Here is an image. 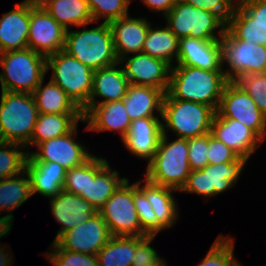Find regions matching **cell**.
<instances>
[{"label":"cell","instance_id":"obj_35","mask_svg":"<svg viewBox=\"0 0 266 266\" xmlns=\"http://www.w3.org/2000/svg\"><path fill=\"white\" fill-rule=\"evenodd\" d=\"M21 176L24 178L17 175L16 177L0 179V214L3 209L13 212L32 196L28 173L24 171Z\"/></svg>","mask_w":266,"mask_h":266},{"label":"cell","instance_id":"obj_2","mask_svg":"<svg viewBox=\"0 0 266 266\" xmlns=\"http://www.w3.org/2000/svg\"><path fill=\"white\" fill-rule=\"evenodd\" d=\"M38 116L32 93L1 91L0 142L17 143L26 148Z\"/></svg>","mask_w":266,"mask_h":266},{"label":"cell","instance_id":"obj_3","mask_svg":"<svg viewBox=\"0 0 266 266\" xmlns=\"http://www.w3.org/2000/svg\"><path fill=\"white\" fill-rule=\"evenodd\" d=\"M93 71L119 64L109 23L82 31L66 30L64 49Z\"/></svg>","mask_w":266,"mask_h":266},{"label":"cell","instance_id":"obj_30","mask_svg":"<svg viewBox=\"0 0 266 266\" xmlns=\"http://www.w3.org/2000/svg\"><path fill=\"white\" fill-rule=\"evenodd\" d=\"M83 121V114H41L37 118L34 132L28 146L38 144L69 133L78 121Z\"/></svg>","mask_w":266,"mask_h":266},{"label":"cell","instance_id":"obj_44","mask_svg":"<svg viewBox=\"0 0 266 266\" xmlns=\"http://www.w3.org/2000/svg\"><path fill=\"white\" fill-rule=\"evenodd\" d=\"M240 156L227 147L223 142L208 133V164L215 165L225 162H233Z\"/></svg>","mask_w":266,"mask_h":266},{"label":"cell","instance_id":"obj_33","mask_svg":"<svg viewBox=\"0 0 266 266\" xmlns=\"http://www.w3.org/2000/svg\"><path fill=\"white\" fill-rule=\"evenodd\" d=\"M135 236H112L96 254L99 266H131Z\"/></svg>","mask_w":266,"mask_h":266},{"label":"cell","instance_id":"obj_46","mask_svg":"<svg viewBox=\"0 0 266 266\" xmlns=\"http://www.w3.org/2000/svg\"><path fill=\"white\" fill-rule=\"evenodd\" d=\"M86 185V162L66 171L63 191L80 195L85 193Z\"/></svg>","mask_w":266,"mask_h":266},{"label":"cell","instance_id":"obj_18","mask_svg":"<svg viewBox=\"0 0 266 266\" xmlns=\"http://www.w3.org/2000/svg\"><path fill=\"white\" fill-rule=\"evenodd\" d=\"M211 134L247 160L263 140L240 121L214 115Z\"/></svg>","mask_w":266,"mask_h":266},{"label":"cell","instance_id":"obj_26","mask_svg":"<svg viewBox=\"0 0 266 266\" xmlns=\"http://www.w3.org/2000/svg\"><path fill=\"white\" fill-rule=\"evenodd\" d=\"M25 171L31 181L32 195L40 193L51 198L63 190L67 169L59 163L27 160Z\"/></svg>","mask_w":266,"mask_h":266},{"label":"cell","instance_id":"obj_38","mask_svg":"<svg viewBox=\"0 0 266 266\" xmlns=\"http://www.w3.org/2000/svg\"><path fill=\"white\" fill-rule=\"evenodd\" d=\"M234 240L220 235L199 266H242L233 259Z\"/></svg>","mask_w":266,"mask_h":266},{"label":"cell","instance_id":"obj_29","mask_svg":"<svg viewBox=\"0 0 266 266\" xmlns=\"http://www.w3.org/2000/svg\"><path fill=\"white\" fill-rule=\"evenodd\" d=\"M145 185L140 187V182H137V187L145 194L148 201L152 204L153 212L155 213L158 222L167 229L175 224L178 217L176 201L172 192L177 191L173 188L156 185L149 182L147 179Z\"/></svg>","mask_w":266,"mask_h":266},{"label":"cell","instance_id":"obj_19","mask_svg":"<svg viewBox=\"0 0 266 266\" xmlns=\"http://www.w3.org/2000/svg\"><path fill=\"white\" fill-rule=\"evenodd\" d=\"M177 66L222 70L219 40H200L193 37L179 39Z\"/></svg>","mask_w":266,"mask_h":266},{"label":"cell","instance_id":"obj_36","mask_svg":"<svg viewBox=\"0 0 266 266\" xmlns=\"http://www.w3.org/2000/svg\"><path fill=\"white\" fill-rule=\"evenodd\" d=\"M24 147L17 143L0 142V179L14 177L25 171L28 153L20 150Z\"/></svg>","mask_w":266,"mask_h":266},{"label":"cell","instance_id":"obj_48","mask_svg":"<svg viewBox=\"0 0 266 266\" xmlns=\"http://www.w3.org/2000/svg\"><path fill=\"white\" fill-rule=\"evenodd\" d=\"M148 7L152 10L158 12L162 11L164 16H166L172 7L176 4L177 0H142Z\"/></svg>","mask_w":266,"mask_h":266},{"label":"cell","instance_id":"obj_37","mask_svg":"<svg viewBox=\"0 0 266 266\" xmlns=\"http://www.w3.org/2000/svg\"><path fill=\"white\" fill-rule=\"evenodd\" d=\"M133 200L137 211L141 228L149 235L156 236L158 232L165 229L153 212L152 204L145 194L137 187V182L133 184Z\"/></svg>","mask_w":266,"mask_h":266},{"label":"cell","instance_id":"obj_41","mask_svg":"<svg viewBox=\"0 0 266 266\" xmlns=\"http://www.w3.org/2000/svg\"><path fill=\"white\" fill-rule=\"evenodd\" d=\"M52 253H48L47 258L53 262L55 266H99L96 255L82 254L61 249L54 242Z\"/></svg>","mask_w":266,"mask_h":266},{"label":"cell","instance_id":"obj_42","mask_svg":"<svg viewBox=\"0 0 266 266\" xmlns=\"http://www.w3.org/2000/svg\"><path fill=\"white\" fill-rule=\"evenodd\" d=\"M188 160L191 170H201L208 165V133L188 139Z\"/></svg>","mask_w":266,"mask_h":266},{"label":"cell","instance_id":"obj_34","mask_svg":"<svg viewBox=\"0 0 266 266\" xmlns=\"http://www.w3.org/2000/svg\"><path fill=\"white\" fill-rule=\"evenodd\" d=\"M226 28L237 38L266 46V29L259 26L238 3L226 23Z\"/></svg>","mask_w":266,"mask_h":266},{"label":"cell","instance_id":"obj_40","mask_svg":"<svg viewBox=\"0 0 266 266\" xmlns=\"http://www.w3.org/2000/svg\"><path fill=\"white\" fill-rule=\"evenodd\" d=\"M266 116V73L243 74L236 81Z\"/></svg>","mask_w":266,"mask_h":266},{"label":"cell","instance_id":"obj_25","mask_svg":"<svg viewBox=\"0 0 266 266\" xmlns=\"http://www.w3.org/2000/svg\"><path fill=\"white\" fill-rule=\"evenodd\" d=\"M116 66L118 64L94 71L92 91L88 104L82 109L83 115L93 105L98 104L95 101L96 96L105 98L99 104L123 100L126 96L129 82L123 68L116 69Z\"/></svg>","mask_w":266,"mask_h":266},{"label":"cell","instance_id":"obj_45","mask_svg":"<svg viewBox=\"0 0 266 266\" xmlns=\"http://www.w3.org/2000/svg\"><path fill=\"white\" fill-rule=\"evenodd\" d=\"M154 237L155 236H135V255L131 266L153 264L160 259L157 252L149 245Z\"/></svg>","mask_w":266,"mask_h":266},{"label":"cell","instance_id":"obj_31","mask_svg":"<svg viewBox=\"0 0 266 266\" xmlns=\"http://www.w3.org/2000/svg\"><path fill=\"white\" fill-rule=\"evenodd\" d=\"M44 8L66 30L93 23L87 0H51Z\"/></svg>","mask_w":266,"mask_h":266},{"label":"cell","instance_id":"obj_5","mask_svg":"<svg viewBox=\"0 0 266 266\" xmlns=\"http://www.w3.org/2000/svg\"><path fill=\"white\" fill-rule=\"evenodd\" d=\"M1 91L33 93L44 81L46 57L30 48L0 54Z\"/></svg>","mask_w":266,"mask_h":266},{"label":"cell","instance_id":"obj_9","mask_svg":"<svg viewBox=\"0 0 266 266\" xmlns=\"http://www.w3.org/2000/svg\"><path fill=\"white\" fill-rule=\"evenodd\" d=\"M167 27L178 39L193 37L200 40H219L214 34L217 27L226 29V23L215 13L197 9L180 0L165 16Z\"/></svg>","mask_w":266,"mask_h":266},{"label":"cell","instance_id":"obj_43","mask_svg":"<svg viewBox=\"0 0 266 266\" xmlns=\"http://www.w3.org/2000/svg\"><path fill=\"white\" fill-rule=\"evenodd\" d=\"M180 1L192 5L197 9H203L205 11L215 13L225 23L228 22L235 8L233 0H180Z\"/></svg>","mask_w":266,"mask_h":266},{"label":"cell","instance_id":"obj_39","mask_svg":"<svg viewBox=\"0 0 266 266\" xmlns=\"http://www.w3.org/2000/svg\"><path fill=\"white\" fill-rule=\"evenodd\" d=\"M131 0H87L93 22L103 17L104 22L128 16V6Z\"/></svg>","mask_w":266,"mask_h":266},{"label":"cell","instance_id":"obj_13","mask_svg":"<svg viewBox=\"0 0 266 266\" xmlns=\"http://www.w3.org/2000/svg\"><path fill=\"white\" fill-rule=\"evenodd\" d=\"M111 237L108 225L97 212L88 221L61 234L54 243L61 249L96 255Z\"/></svg>","mask_w":266,"mask_h":266},{"label":"cell","instance_id":"obj_32","mask_svg":"<svg viewBox=\"0 0 266 266\" xmlns=\"http://www.w3.org/2000/svg\"><path fill=\"white\" fill-rule=\"evenodd\" d=\"M178 44L179 39L167 26L154 30L150 25L142 52L173 67V57L178 59Z\"/></svg>","mask_w":266,"mask_h":266},{"label":"cell","instance_id":"obj_10","mask_svg":"<svg viewBox=\"0 0 266 266\" xmlns=\"http://www.w3.org/2000/svg\"><path fill=\"white\" fill-rule=\"evenodd\" d=\"M112 236H149L140 225L133 200V184L125 179L98 210Z\"/></svg>","mask_w":266,"mask_h":266},{"label":"cell","instance_id":"obj_49","mask_svg":"<svg viewBox=\"0 0 266 266\" xmlns=\"http://www.w3.org/2000/svg\"><path fill=\"white\" fill-rule=\"evenodd\" d=\"M13 215L7 214L6 216L0 217V238L3 237L5 234L7 235L10 232V228L13 222Z\"/></svg>","mask_w":266,"mask_h":266},{"label":"cell","instance_id":"obj_15","mask_svg":"<svg viewBox=\"0 0 266 266\" xmlns=\"http://www.w3.org/2000/svg\"><path fill=\"white\" fill-rule=\"evenodd\" d=\"M77 125L67 134L46 140L36 147L38 152L28 153V161L55 162L65 169H71L86 162L92 155L84 146L79 145L73 136H76Z\"/></svg>","mask_w":266,"mask_h":266},{"label":"cell","instance_id":"obj_6","mask_svg":"<svg viewBox=\"0 0 266 266\" xmlns=\"http://www.w3.org/2000/svg\"><path fill=\"white\" fill-rule=\"evenodd\" d=\"M216 111L203 103L173 99L167 92L162 103V133L172 129L178 138L190 139L211 132Z\"/></svg>","mask_w":266,"mask_h":266},{"label":"cell","instance_id":"obj_21","mask_svg":"<svg viewBox=\"0 0 266 266\" xmlns=\"http://www.w3.org/2000/svg\"><path fill=\"white\" fill-rule=\"evenodd\" d=\"M51 211L56 221L62 225L54 241L64 232L88 221L98 210L81 196L60 191L51 197Z\"/></svg>","mask_w":266,"mask_h":266},{"label":"cell","instance_id":"obj_7","mask_svg":"<svg viewBox=\"0 0 266 266\" xmlns=\"http://www.w3.org/2000/svg\"><path fill=\"white\" fill-rule=\"evenodd\" d=\"M46 69H52L50 79L82 110L89 101L94 71L65 51L46 57Z\"/></svg>","mask_w":266,"mask_h":266},{"label":"cell","instance_id":"obj_11","mask_svg":"<svg viewBox=\"0 0 266 266\" xmlns=\"http://www.w3.org/2000/svg\"><path fill=\"white\" fill-rule=\"evenodd\" d=\"M220 117L240 121L252 129L263 141L266 136V116L254 100L235 81H229L223 91L216 112Z\"/></svg>","mask_w":266,"mask_h":266},{"label":"cell","instance_id":"obj_1","mask_svg":"<svg viewBox=\"0 0 266 266\" xmlns=\"http://www.w3.org/2000/svg\"><path fill=\"white\" fill-rule=\"evenodd\" d=\"M228 82L223 70L174 66L167 93L173 99L206 104L217 112Z\"/></svg>","mask_w":266,"mask_h":266},{"label":"cell","instance_id":"obj_16","mask_svg":"<svg viewBox=\"0 0 266 266\" xmlns=\"http://www.w3.org/2000/svg\"><path fill=\"white\" fill-rule=\"evenodd\" d=\"M125 179L111 171L108 161L91 156L86 161L85 193L79 196L99 210Z\"/></svg>","mask_w":266,"mask_h":266},{"label":"cell","instance_id":"obj_23","mask_svg":"<svg viewBox=\"0 0 266 266\" xmlns=\"http://www.w3.org/2000/svg\"><path fill=\"white\" fill-rule=\"evenodd\" d=\"M30 8L25 4L5 13L0 19V54L28 47Z\"/></svg>","mask_w":266,"mask_h":266},{"label":"cell","instance_id":"obj_22","mask_svg":"<svg viewBox=\"0 0 266 266\" xmlns=\"http://www.w3.org/2000/svg\"><path fill=\"white\" fill-rule=\"evenodd\" d=\"M118 60L128 53H140L148 33L149 26L145 18L121 17L109 23Z\"/></svg>","mask_w":266,"mask_h":266},{"label":"cell","instance_id":"obj_50","mask_svg":"<svg viewBox=\"0 0 266 266\" xmlns=\"http://www.w3.org/2000/svg\"><path fill=\"white\" fill-rule=\"evenodd\" d=\"M51 0H24L21 2L29 8H44Z\"/></svg>","mask_w":266,"mask_h":266},{"label":"cell","instance_id":"obj_51","mask_svg":"<svg viewBox=\"0 0 266 266\" xmlns=\"http://www.w3.org/2000/svg\"><path fill=\"white\" fill-rule=\"evenodd\" d=\"M6 249L0 247V266H10L12 257L9 258V255L7 252H5Z\"/></svg>","mask_w":266,"mask_h":266},{"label":"cell","instance_id":"obj_12","mask_svg":"<svg viewBox=\"0 0 266 266\" xmlns=\"http://www.w3.org/2000/svg\"><path fill=\"white\" fill-rule=\"evenodd\" d=\"M247 159L239 157L233 162L207 165L201 170H191L180 191L214 196L224 192L237 182Z\"/></svg>","mask_w":266,"mask_h":266},{"label":"cell","instance_id":"obj_4","mask_svg":"<svg viewBox=\"0 0 266 266\" xmlns=\"http://www.w3.org/2000/svg\"><path fill=\"white\" fill-rule=\"evenodd\" d=\"M162 133L154 158L148 163L145 179L180 191L191 173L188 160V139L167 141Z\"/></svg>","mask_w":266,"mask_h":266},{"label":"cell","instance_id":"obj_20","mask_svg":"<svg viewBox=\"0 0 266 266\" xmlns=\"http://www.w3.org/2000/svg\"><path fill=\"white\" fill-rule=\"evenodd\" d=\"M162 122L158 117H145L131 121L126 136L122 139L125 147L140 158H154L162 136Z\"/></svg>","mask_w":266,"mask_h":266},{"label":"cell","instance_id":"obj_17","mask_svg":"<svg viewBox=\"0 0 266 266\" xmlns=\"http://www.w3.org/2000/svg\"><path fill=\"white\" fill-rule=\"evenodd\" d=\"M124 61H127L123 70L129 84L152 86L165 93L168 91L172 69L168 63L143 52L129 58H121L119 64Z\"/></svg>","mask_w":266,"mask_h":266},{"label":"cell","instance_id":"obj_8","mask_svg":"<svg viewBox=\"0 0 266 266\" xmlns=\"http://www.w3.org/2000/svg\"><path fill=\"white\" fill-rule=\"evenodd\" d=\"M222 66L227 62L229 70L224 74L229 81H236L243 74L265 73L266 46L237 39L227 28L220 29Z\"/></svg>","mask_w":266,"mask_h":266},{"label":"cell","instance_id":"obj_24","mask_svg":"<svg viewBox=\"0 0 266 266\" xmlns=\"http://www.w3.org/2000/svg\"><path fill=\"white\" fill-rule=\"evenodd\" d=\"M82 122L88 123L86 130L119 131L122 139L131 125L123 100L93 105L83 115Z\"/></svg>","mask_w":266,"mask_h":266},{"label":"cell","instance_id":"obj_47","mask_svg":"<svg viewBox=\"0 0 266 266\" xmlns=\"http://www.w3.org/2000/svg\"><path fill=\"white\" fill-rule=\"evenodd\" d=\"M237 2L259 26L266 29V0H238Z\"/></svg>","mask_w":266,"mask_h":266},{"label":"cell","instance_id":"obj_14","mask_svg":"<svg viewBox=\"0 0 266 266\" xmlns=\"http://www.w3.org/2000/svg\"><path fill=\"white\" fill-rule=\"evenodd\" d=\"M66 29L45 8H30L28 48L48 57L64 49Z\"/></svg>","mask_w":266,"mask_h":266},{"label":"cell","instance_id":"obj_52","mask_svg":"<svg viewBox=\"0 0 266 266\" xmlns=\"http://www.w3.org/2000/svg\"><path fill=\"white\" fill-rule=\"evenodd\" d=\"M139 266H166L165 261L160 258L156 263L148 264V265H139Z\"/></svg>","mask_w":266,"mask_h":266},{"label":"cell","instance_id":"obj_27","mask_svg":"<svg viewBox=\"0 0 266 266\" xmlns=\"http://www.w3.org/2000/svg\"><path fill=\"white\" fill-rule=\"evenodd\" d=\"M165 92L152 86L129 84L126 96L123 98L129 119L156 117L154 111L162 116V103Z\"/></svg>","mask_w":266,"mask_h":266},{"label":"cell","instance_id":"obj_28","mask_svg":"<svg viewBox=\"0 0 266 266\" xmlns=\"http://www.w3.org/2000/svg\"><path fill=\"white\" fill-rule=\"evenodd\" d=\"M43 81L32 93L41 114H83L82 110L64 92V90L52 82L42 87Z\"/></svg>","mask_w":266,"mask_h":266}]
</instances>
